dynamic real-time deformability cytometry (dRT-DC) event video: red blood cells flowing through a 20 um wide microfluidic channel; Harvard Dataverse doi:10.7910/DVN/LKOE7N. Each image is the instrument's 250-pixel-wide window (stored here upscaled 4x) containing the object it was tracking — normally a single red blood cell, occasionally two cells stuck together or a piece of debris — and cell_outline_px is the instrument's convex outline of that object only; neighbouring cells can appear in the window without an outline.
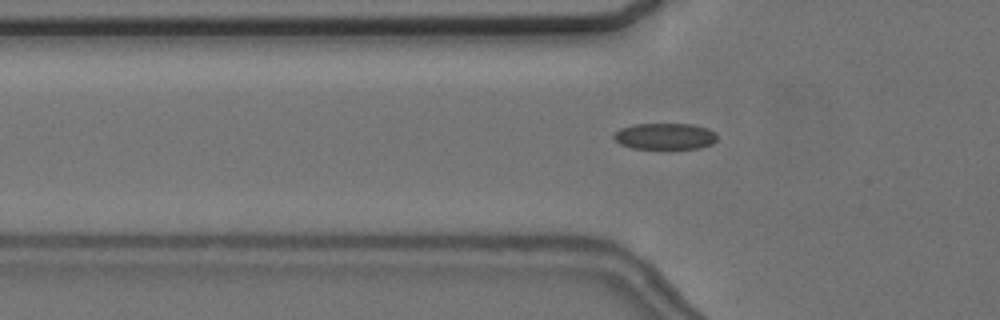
{"species": "common noctule bat (a hibernating species)", "species_latin": "Nyctalus noctula", "temperature_condition": "cold", "stored_images_in_passage": 57, "camera_frame_rate_fps": 3000, "um_per_image_px": 0.085, "animal": {"sex": "female", "body_mass_g": 24.6, "forearm_length_mm": 56.2}, "frame": {"image": 1, "passage_image": 19, "time_ms": 6.0, "image_size_px": [1000, 320], "cell_outline_px": [[716, 140], [712, 144], [700, 148], [668, 152], [632, 148], [620, 144], [612, 136], [620, 128], [632, 124], [692, 124], [708, 128], [716, 132]], "centroid_in_image_um": [56.54, 11.64], "position_along_channel_um": 69.3, "area_um2": 16.82}}
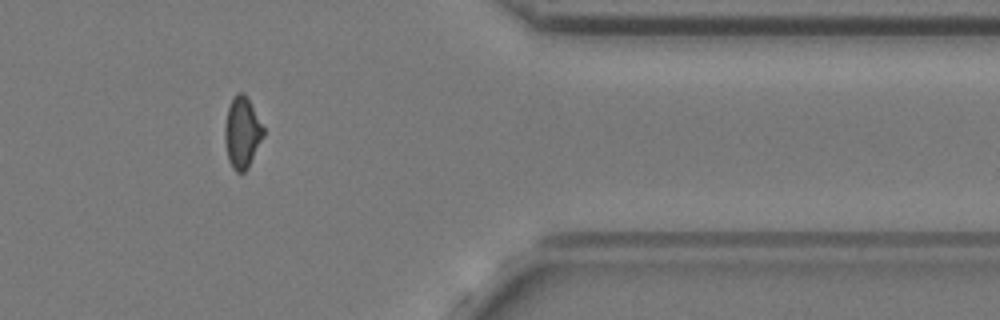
{"frame": {"image": 2, "passage_image": 47, "time_ms": 15.333, "image_size_px": [1000, 320], "cell_outline_px": [[264, 136], [248, 168], [244, 172], [236, 172], [232, 168], [228, 160], [224, 140], [224, 124], [228, 108], [232, 96], [236, 92], [244, 92], [248, 96], [264, 128]], "centroid_in_image_um": [20.57, 11.23], "position_along_channel_um": 390.8, "area_um2": 16.42}}
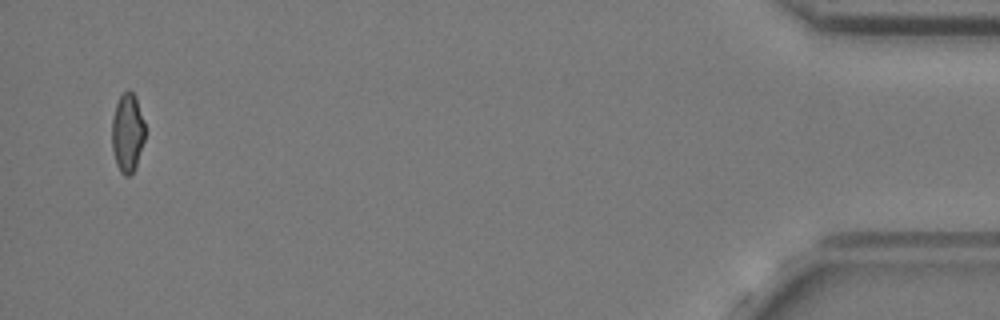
{"frame": {"image": 3, "passage_image": 55, "time_ms": 18.0, "image_size_px": [1000, 320], "cell_outline_px": [[144, 140], [136, 168], [128, 176], [124, 176], [120, 172], [116, 164], [112, 148], [112, 116], [116, 104], [120, 96], [128, 88], [136, 96], [144, 120]], "centroid_in_image_um": [10.83, 11.28], "position_along_channel_um": 424.4, "area_um2": 15.37}, "authors_computed_cell_mechanics": {"area_um2": 16.2418, "velocity_mm_per_s": 3.6644, "shape_relaxation_time_tau1_ms": null, "shape_relaxation_time_tau2_ms": 3.2078, "deformation_change_tau1": null, "deformation_change_tau2": 0.0838}}